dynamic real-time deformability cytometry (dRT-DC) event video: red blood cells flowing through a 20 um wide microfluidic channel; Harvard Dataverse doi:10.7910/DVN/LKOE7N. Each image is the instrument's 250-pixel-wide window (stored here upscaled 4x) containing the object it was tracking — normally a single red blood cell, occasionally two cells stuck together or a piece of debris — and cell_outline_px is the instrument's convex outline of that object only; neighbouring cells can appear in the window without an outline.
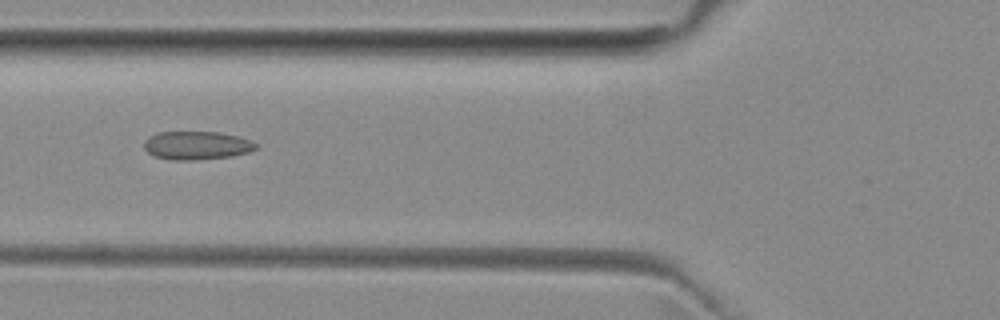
{"species": "common noctule bat (a hibernating species)", "species_latin": "Nyctalus noctula", "temperature_condition": "room temperature", "stored_images_in_passage": 6, "camera_frame_rate_fps": 3000, "um_per_image_px": 0.085, "animal": {"sex": "female", "body_mass_g": 29.2, "forearm_length_mm": 56.3}, "frame": {"image": 1, "passage_image": 6, "time_ms": 5.667, "image_size_px": [1000, 320], "cell_outline_px": [[260, 144], [256, 148], [248, 152], [232, 156], [196, 160], [168, 160], [156, 156], [148, 152], [144, 148], [144, 140], [148, 136], [156, 132], [220, 132], [240, 136], [252, 140]], "centroid_in_image_um": [16.74, 12.35], "position_along_channel_um": 109.1, "area_um2": 18.79}}